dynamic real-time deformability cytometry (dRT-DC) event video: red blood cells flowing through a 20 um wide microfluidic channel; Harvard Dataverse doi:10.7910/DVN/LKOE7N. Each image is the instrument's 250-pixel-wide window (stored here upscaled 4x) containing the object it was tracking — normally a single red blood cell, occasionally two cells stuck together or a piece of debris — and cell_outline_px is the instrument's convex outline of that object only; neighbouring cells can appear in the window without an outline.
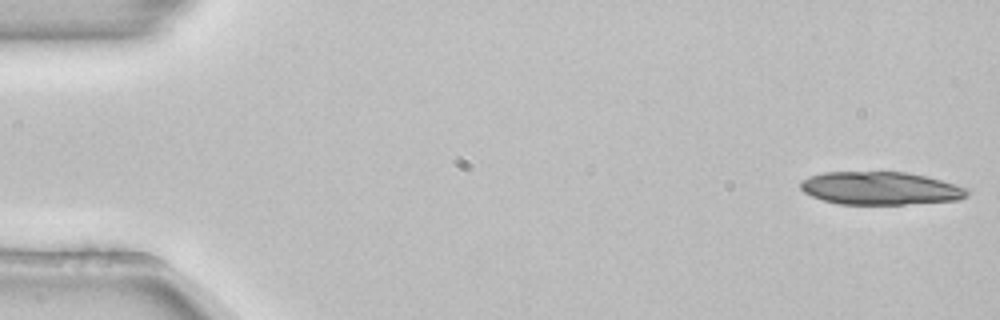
{"species": "common noctule bat (a hibernating species)", "species_latin": "Nyctalus noctula", "temperature_condition": "room temperature", "stored_images_in_passage": 12, "camera_frame_rate_fps": 3000, "um_per_image_px": 0.085, "animal": {"sex": "female", "body_mass_g": 22.7, "forearm_length_mm": 54.2}, "frame": {"image": 1, "passage_image": 1, "time_ms": 0.0, "image_size_px": [1000, 320], "cell_outline_px": [[972, 188], [968, 196], [960, 200], [904, 204], [840, 204], [824, 200], [812, 196], [804, 192], [800, 188], [800, 180], [808, 176], [824, 172], [908, 172]], "centroid_in_image_um": [74.87, 16.0], "position_along_channel_um": 10.1, "area_um2": 32.25}}